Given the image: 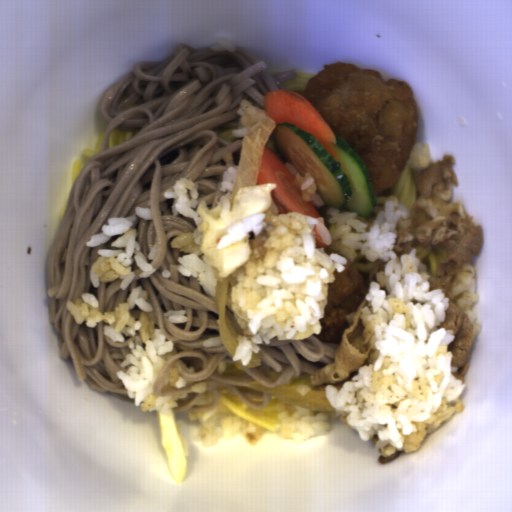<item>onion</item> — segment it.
<instances>
[{
  "instance_id": "3",
  "label": "onion",
  "mask_w": 512,
  "mask_h": 512,
  "mask_svg": "<svg viewBox=\"0 0 512 512\" xmlns=\"http://www.w3.org/2000/svg\"><path fill=\"white\" fill-rule=\"evenodd\" d=\"M247 387L262 391L281 402L289 403L308 411L331 412L335 408L330 403L325 390L308 391L302 395L296 388L289 386L265 387L259 382H251Z\"/></svg>"
},
{
  "instance_id": "4",
  "label": "onion",
  "mask_w": 512,
  "mask_h": 512,
  "mask_svg": "<svg viewBox=\"0 0 512 512\" xmlns=\"http://www.w3.org/2000/svg\"><path fill=\"white\" fill-rule=\"evenodd\" d=\"M260 365H262V363H261V356L257 355L256 353H253L251 355L250 363L247 366H245V367L248 369V368L259 367Z\"/></svg>"
},
{
  "instance_id": "1",
  "label": "onion",
  "mask_w": 512,
  "mask_h": 512,
  "mask_svg": "<svg viewBox=\"0 0 512 512\" xmlns=\"http://www.w3.org/2000/svg\"><path fill=\"white\" fill-rule=\"evenodd\" d=\"M276 123L272 118L260 119L241 141L240 158L230 197V211L236 193L245 186L258 185L259 167L265 145L273 133Z\"/></svg>"
},
{
  "instance_id": "2",
  "label": "onion",
  "mask_w": 512,
  "mask_h": 512,
  "mask_svg": "<svg viewBox=\"0 0 512 512\" xmlns=\"http://www.w3.org/2000/svg\"><path fill=\"white\" fill-rule=\"evenodd\" d=\"M232 273L225 277L217 278L215 284V299L218 309L217 330L219 339L223 347L233 356L236 351L239 335L234 329L229 317L225 315L226 308L232 310L231 291L238 283Z\"/></svg>"
}]
</instances>
